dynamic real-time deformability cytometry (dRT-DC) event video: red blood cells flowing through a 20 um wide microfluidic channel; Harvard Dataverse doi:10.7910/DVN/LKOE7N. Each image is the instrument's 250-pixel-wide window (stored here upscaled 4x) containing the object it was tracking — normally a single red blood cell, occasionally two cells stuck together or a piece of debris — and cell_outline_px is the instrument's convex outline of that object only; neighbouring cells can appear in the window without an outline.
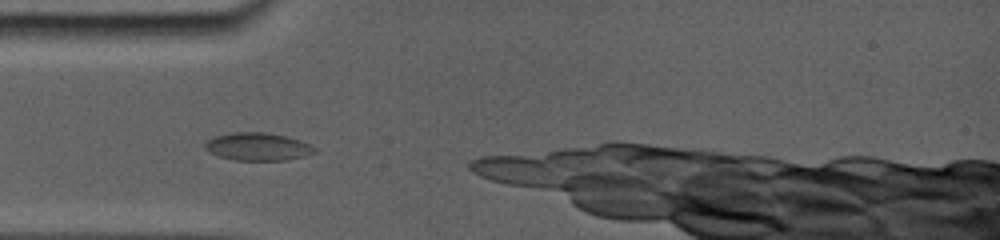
{"species": "common noctule bat (a hibernating species)", "species_latin": "Nyctalus noctula", "temperature_condition": "room temperature", "stored_images_in_passage": 14, "camera_frame_rate_fps": 5000, "um_per_image_px": 0.085, "animal": {"sex": "female", "body_mass_g": 19.0, "forearm_length_mm": 56.7}, "frame": {"image": 1, "passage_image": 1, "time_ms": 0.0, "image_size_px": [1000, 240], "cell_outline_px": [[316, 152], [304, 156], [284, 160], [236, 160], [220, 156], [208, 152], [204, 148], [204, 144], [208, 140], [216, 136], [236, 132], [260, 132], [284, 136], [308, 144]], "centroid_in_image_um": [21.84, 12.47], "position_along_channel_um": 63.2, "area_um2": 17.22}}
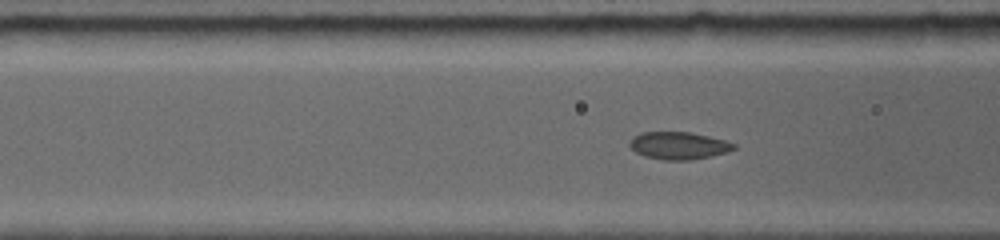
{"frame": {"image": 2, "passage_image": 9, "time_ms": 1.2, "image_size_px": [1000, 240], "cell_outline_px": [[736, 148], [724, 152], [708, 156], [688, 160], [664, 160], [644, 156], [636, 152], [628, 144], [636, 136], [644, 132], [688, 132], [724, 140], [736, 144]], "centroid_in_image_um": [57.67, 12.38], "position_along_channel_um": 108.9, "area_um2": 16.18}}